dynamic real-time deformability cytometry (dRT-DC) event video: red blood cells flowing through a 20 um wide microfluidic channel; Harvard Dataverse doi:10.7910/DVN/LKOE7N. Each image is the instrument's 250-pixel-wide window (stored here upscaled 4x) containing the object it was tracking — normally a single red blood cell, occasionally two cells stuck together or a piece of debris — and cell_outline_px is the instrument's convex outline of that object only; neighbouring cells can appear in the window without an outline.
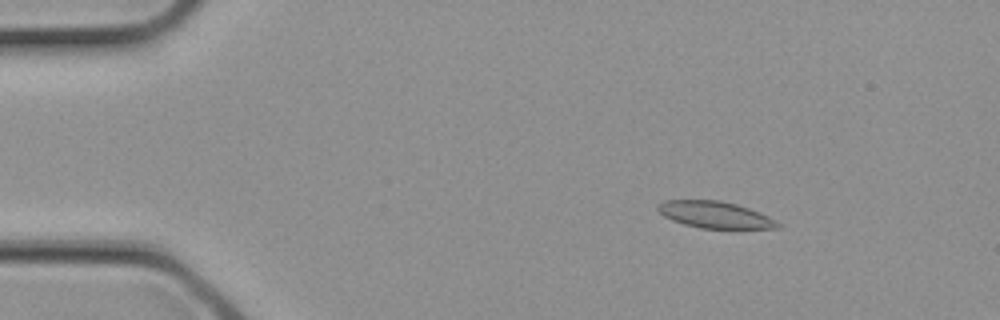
{"species": "common noctule bat (a hibernating species)", "species_latin": "Nyctalus noctula", "temperature_condition": "cold", "stored_images_in_passage": 3, "camera_frame_rate_fps": 3000, "um_per_image_px": 0.085, "animal": {"sex": "female", "body_mass_g": 21.9}, "frame": {"image": 1, "passage_image": 2, "time_ms": 0.333, "image_size_px": [1000, 320], "cell_outline_px": [[780, 228], [700, 228], [684, 224], [672, 220], [664, 216], [656, 208], [656, 204], [664, 200], [720, 200], [736, 204], [748, 208], [768, 216], [776, 220], [780, 224]], "centroid_in_image_um": [60.74, 18.24], "position_along_channel_um": 24.3, "area_um2": 18.55}}